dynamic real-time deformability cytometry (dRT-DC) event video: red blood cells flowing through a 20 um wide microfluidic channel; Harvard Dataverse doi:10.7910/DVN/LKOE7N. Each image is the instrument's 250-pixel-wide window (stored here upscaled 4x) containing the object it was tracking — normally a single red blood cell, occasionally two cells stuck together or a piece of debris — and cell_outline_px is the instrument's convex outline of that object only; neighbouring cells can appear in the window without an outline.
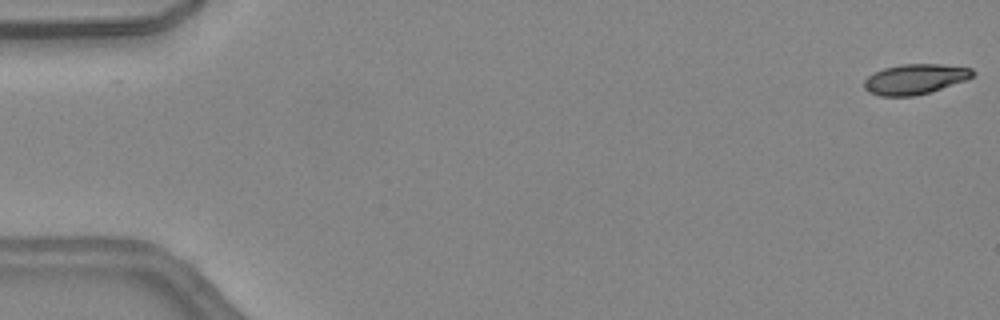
{"species": "common noctule bat (a hibernating species)", "species_latin": "Nyctalus noctula", "temperature_condition": "warm", "stored_images_in_passage": 14, "camera_frame_rate_fps": 3000, "um_per_image_px": 0.085, "animal": {"sex": "female", "body_mass_g": 24.6, "forearm_length_mm": 56.2}, "frame": {"image": 1, "passage_image": 1, "time_ms": 0.0, "image_size_px": [1000, 320], "cell_outline_px": [[976, 76], [928, 92], [912, 96], [880, 96], [868, 92], [864, 88], [864, 80], [868, 76], [884, 68], [900, 64], [940, 64], [972, 68], [976, 72]], "centroid_in_image_um": [77.77, 6.71], "position_along_channel_um": 7.2, "area_um2": 18.96}}
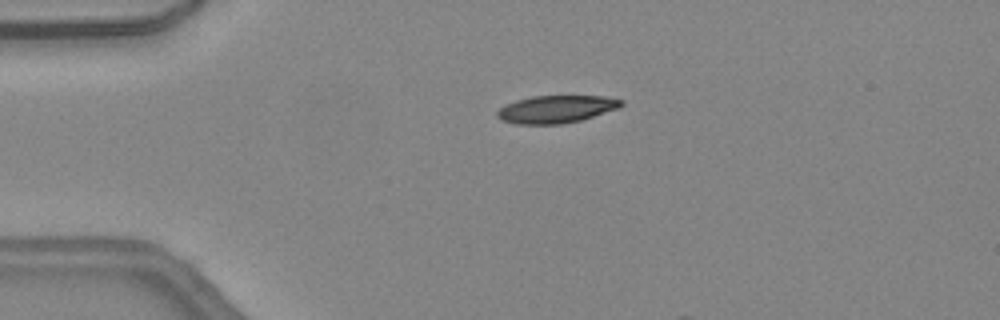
{"frame": {"image": 2, "passage_image": 11, "time_ms": 3.333, "image_size_px": [1000, 320], "cell_outline_px": [[624, 104], [620, 108], [580, 120], [560, 124], [516, 124], [500, 120], [496, 116], [496, 112], [504, 104], [516, 100], [532, 96], [604, 96], [624, 100]], "centroid_in_image_um": [47.26, 9.28], "position_along_channel_um": 37.7, "area_um2": 20.06}}